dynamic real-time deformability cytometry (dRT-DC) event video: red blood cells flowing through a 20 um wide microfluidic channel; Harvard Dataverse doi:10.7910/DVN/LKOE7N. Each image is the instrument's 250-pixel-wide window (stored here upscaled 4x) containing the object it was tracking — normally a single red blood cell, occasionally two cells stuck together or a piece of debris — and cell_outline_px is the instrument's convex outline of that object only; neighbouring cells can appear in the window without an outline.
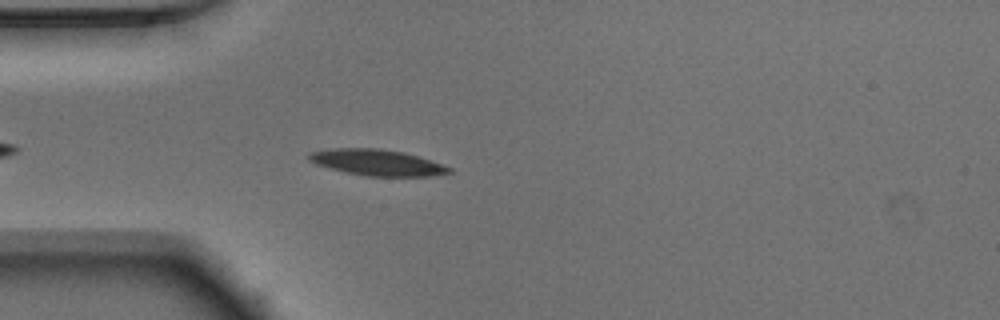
{"species": "Egyptian fruit bat (a non-hibernating species)", "species_latin": "Rousettus aegyptiacus", "temperature_condition": "warm", "stored_images_in_passage": 24, "camera_frame_rate_fps": 3000, "um_per_image_px": 0.085, "animal": {"sex": "male"}, "frame": {"image": 1, "passage_image": 5, "time_ms": 1.333, "image_size_px": [1000, 320], "cell_outline_px": [[452, 172], [436, 176], [368, 176], [348, 172], [316, 164], [308, 160], [308, 152], [332, 148], [380, 148], [404, 152], [452, 168]], "centroid_in_image_um": [32.04, 13.8], "position_along_channel_um": 53.0, "area_um2": 21.1}}
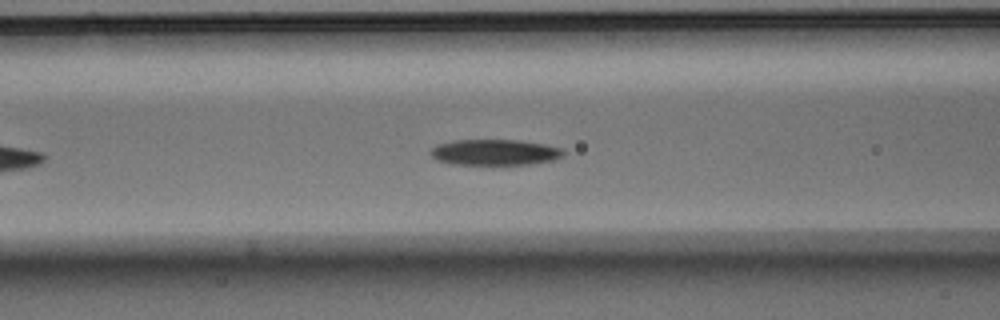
{"frame": {"image": 2, "passage_image": 11, "time_ms": 3.333, "image_size_px": [1000, 320], "cell_outline_px": [[564, 156], [552, 160], [528, 164], [452, 164], [440, 160], [432, 156], [428, 152], [436, 144], [456, 140], [520, 140], [544, 144], [564, 148]], "centroid_in_image_um": [42.07, 12.93], "position_along_channel_um": 124.5, "area_um2": 19.94}}
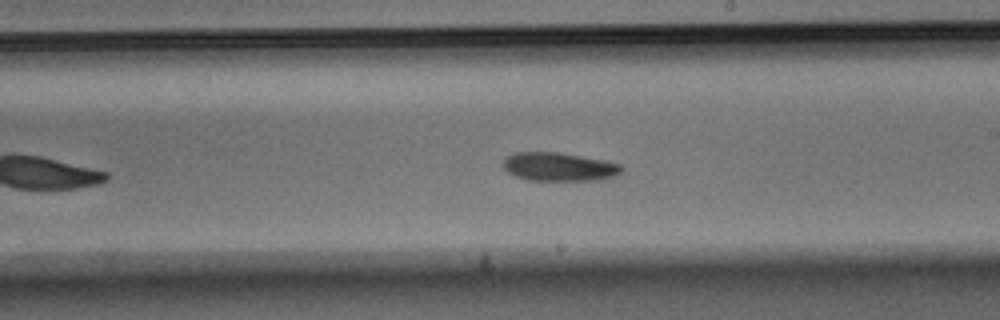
{"frame": {"image": 3, "passage_image": 20, "time_ms": 6.333, "image_size_px": [1000, 320], "cell_outline_px": [[624, 168], [616, 176], [600, 180], [528, 180], [516, 176], [508, 172], [504, 168], [504, 160], [508, 156], [516, 152], [560, 152], [604, 160], [620, 164]], "centroid_in_image_um": [47.55, 14.17], "position_along_channel_um": 241.4, "area_um2": 19.65}}